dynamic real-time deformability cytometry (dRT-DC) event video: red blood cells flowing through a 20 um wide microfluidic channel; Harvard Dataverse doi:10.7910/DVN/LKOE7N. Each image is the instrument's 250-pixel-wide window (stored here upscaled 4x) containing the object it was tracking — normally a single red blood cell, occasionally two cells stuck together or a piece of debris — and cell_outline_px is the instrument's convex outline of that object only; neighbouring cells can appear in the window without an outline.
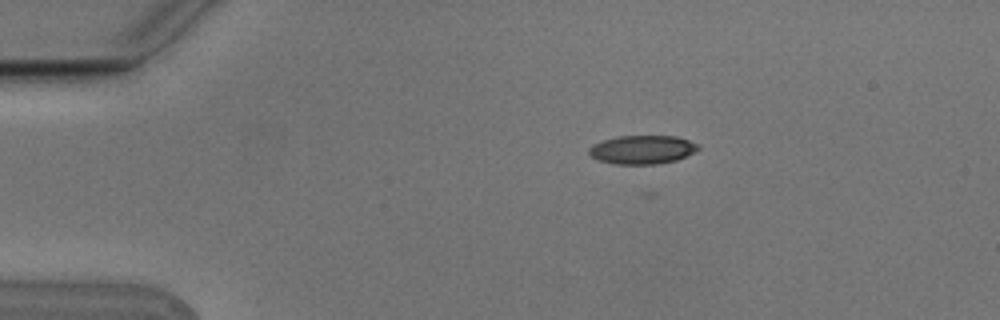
{"species": "Egyptian fruit bat (a non-hibernating species)", "species_latin": "Rousettus aegyptiacus", "temperature_condition": "cold", "stored_images_in_passage": 2, "camera_frame_rate_fps": 3000, "um_per_image_px": 0.085, "animal": {"sex": "male"}, "frame": {"image": 1, "passage_image": 2, "time_ms": 0.333, "image_size_px": [1000, 320], "cell_outline_px": [[700, 148], [696, 152], [676, 160], [656, 164], [612, 164], [596, 160], [588, 152], [588, 148], [592, 144], [604, 140], [620, 136], [676, 136], [700, 144]], "centroid_in_image_um": [54.6, 12.72], "position_along_channel_um": 30.4, "area_um2": 18.38}}